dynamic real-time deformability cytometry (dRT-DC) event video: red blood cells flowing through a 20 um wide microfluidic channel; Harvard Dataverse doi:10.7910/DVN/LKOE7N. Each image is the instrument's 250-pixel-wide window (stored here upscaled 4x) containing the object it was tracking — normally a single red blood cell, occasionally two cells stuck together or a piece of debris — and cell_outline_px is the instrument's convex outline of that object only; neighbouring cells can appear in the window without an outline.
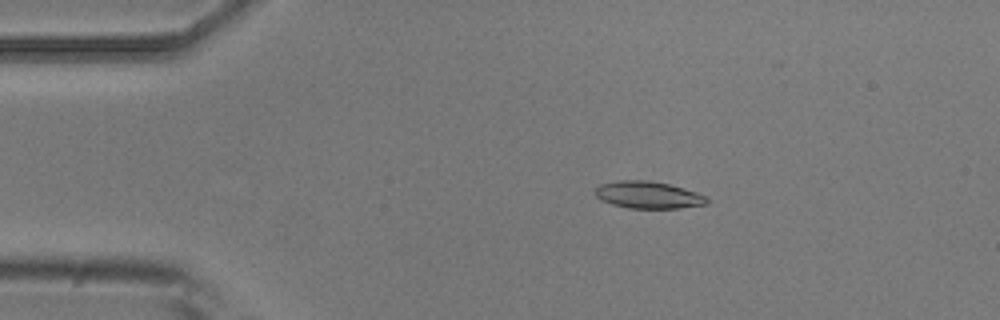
{"species": "common noctule bat (a hibernating species)", "species_latin": "Nyctalus noctula", "temperature_condition": "room temperature", "stored_images_in_passage": 53, "camera_frame_rate_fps": 3000, "um_per_image_px": 0.085, "animal": {"sex": "male", "body_mass_g": 20.5, "forearm_length_mm": 52.5}, "frame": {"image": 1, "passage_image": 10, "time_ms": 3.0, "image_size_px": [1000, 320], "cell_outline_px": [[708, 204], [676, 208], [628, 208], [612, 204], [600, 200], [596, 196], [596, 188], [600, 184], [616, 180], [648, 180], [668, 184], [696, 192], [708, 196]], "centroid_in_image_um": [55.09, 16.56], "position_along_channel_um": 29.9, "area_um2": 17.63}}
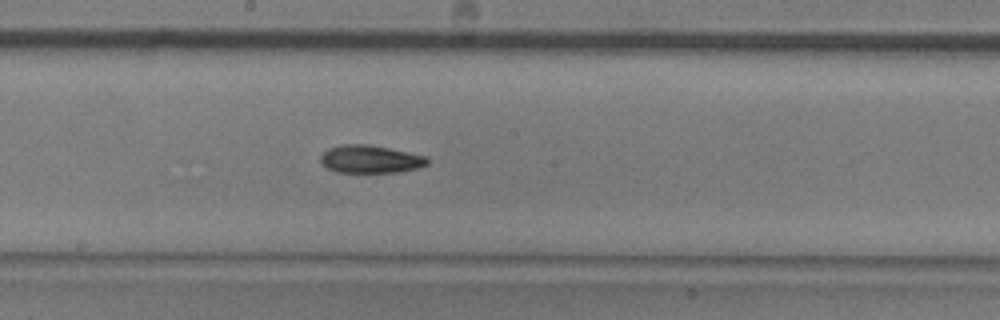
{"frame": {"image": 2, "passage_image": 28, "time_ms": 9.0, "image_size_px": [1000, 320], "cell_outline_px": [[428, 164], [416, 168], [396, 172], [336, 172], [328, 168], [320, 160], [320, 156], [328, 148], [340, 144], [368, 144], [428, 156]], "centroid_in_image_um": [31.47, 13.52], "position_along_channel_um": 216.7, "area_um2": 17.22}}
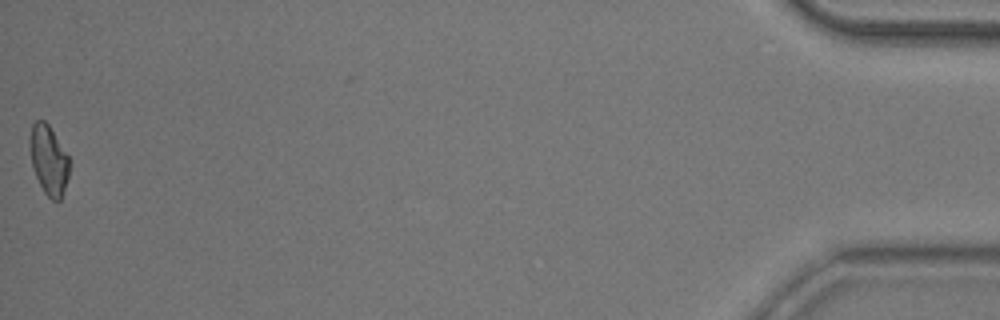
{"frame": {"image": 3, "passage_image": 52, "time_ms": 17.0, "image_size_px": [1000, 320], "cell_outline_px": [[68, 176], [60, 200], [52, 200], [44, 192], [36, 176], [32, 164], [28, 144], [28, 140], [32, 124], [36, 120], [44, 120], [48, 124], [68, 156]], "centroid_in_image_um": [4.1, 13.56], "position_along_channel_um": 431.1, "area_um2": 15.72}, "authors_computed_cell_mechanics": {"area_um2": 17.1088, "velocity_mm_per_s": 3.9305, "shape_relaxation_time_tau1_ms": 8.2268, "shape_relaxation_time_tau2_ms": 7.8088, "deformation_change_tau1": 0.1876, "deformation_change_tau2": 0.1699}}